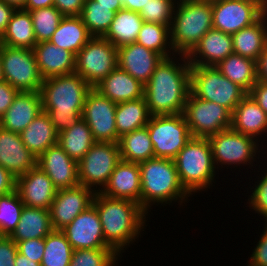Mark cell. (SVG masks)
Wrapping results in <instances>:
<instances>
[{
    "label": "cell",
    "mask_w": 267,
    "mask_h": 266,
    "mask_svg": "<svg viewBox=\"0 0 267 266\" xmlns=\"http://www.w3.org/2000/svg\"><path fill=\"white\" fill-rule=\"evenodd\" d=\"M176 56L164 58L144 85V97L151 116L175 115L184 111L190 92L191 65L186 55Z\"/></svg>",
    "instance_id": "cell-1"
},
{
    "label": "cell",
    "mask_w": 267,
    "mask_h": 266,
    "mask_svg": "<svg viewBox=\"0 0 267 266\" xmlns=\"http://www.w3.org/2000/svg\"><path fill=\"white\" fill-rule=\"evenodd\" d=\"M91 89L76 73L43 80L40 88L42 109L50 116L58 134L82 118L85 99Z\"/></svg>",
    "instance_id": "cell-2"
},
{
    "label": "cell",
    "mask_w": 267,
    "mask_h": 266,
    "mask_svg": "<svg viewBox=\"0 0 267 266\" xmlns=\"http://www.w3.org/2000/svg\"><path fill=\"white\" fill-rule=\"evenodd\" d=\"M92 204L99 215L106 243L119 256L139 235L141 237L140 232L145 229L148 213L140 204L110 198L100 192H95Z\"/></svg>",
    "instance_id": "cell-3"
},
{
    "label": "cell",
    "mask_w": 267,
    "mask_h": 266,
    "mask_svg": "<svg viewBox=\"0 0 267 266\" xmlns=\"http://www.w3.org/2000/svg\"><path fill=\"white\" fill-rule=\"evenodd\" d=\"M141 176V207L148 213L149 208L174 202L188 201L191 196L182 186L174 160L151 158L139 163ZM184 201V202H183Z\"/></svg>",
    "instance_id": "cell-4"
},
{
    "label": "cell",
    "mask_w": 267,
    "mask_h": 266,
    "mask_svg": "<svg viewBox=\"0 0 267 266\" xmlns=\"http://www.w3.org/2000/svg\"><path fill=\"white\" fill-rule=\"evenodd\" d=\"M212 28V0H177L170 26V42L177 55L187 56Z\"/></svg>",
    "instance_id": "cell-5"
},
{
    "label": "cell",
    "mask_w": 267,
    "mask_h": 266,
    "mask_svg": "<svg viewBox=\"0 0 267 266\" xmlns=\"http://www.w3.org/2000/svg\"><path fill=\"white\" fill-rule=\"evenodd\" d=\"M180 182L191 195L213 186L216 168L208 138H194L186 143L173 159Z\"/></svg>",
    "instance_id": "cell-6"
},
{
    "label": "cell",
    "mask_w": 267,
    "mask_h": 266,
    "mask_svg": "<svg viewBox=\"0 0 267 266\" xmlns=\"http://www.w3.org/2000/svg\"><path fill=\"white\" fill-rule=\"evenodd\" d=\"M190 92L197 98L222 105L231 112L248 94L226 78L216 66H191Z\"/></svg>",
    "instance_id": "cell-7"
},
{
    "label": "cell",
    "mask_w": 267,
    "mask_h": 266,
    "mask_svg": "<svg viewBox=\"0 0 267 266\" xmlns=\"http://www.w3.org/2000/svg\"><path fill=\"white\" fill-rule=\"evenodd\" d=\"M3 80L19 92L40 91L43 78L39 72L33 49L0 47Z\"/></svg>",
    "instance_id": "cell-8"
},
{
    "label": "cell",
    "mask_w": 267,
    "mask_h": 266,
    "mask_svg": "<svg viewBox=\"0 0 267 266\" xmlns=\"http://www.w3.org/2000/svg\"><path fill=\"white\" fill-rule=\"evenodd\" d=\"M183 115L194 138H209L231 128L232 112L215 102L195 97L189 92Z\"/></svg>",
    "instance_id": "cell-9"
},
{
    "label": "cell",
    "mask_w": 267,
    "mask_h": 266,
    "mask_svg": "<svg viewBox=\"0 0 267 266\" xmlns=\"http://www.w3.org/2000/svg\"><path fill=\"white\" fill-rule=\"evenodd\" d=\"M146 126L155 158L173 160L192 137L183 113L151 116Z\"/></svg>",
    "instance_id": "cell-10"
},
{
    "label": "cell",
    "mask_w": 267,
    "mask_h": 266,
    "mask_svg": "<svg viewBox=\"0 0 267 266\" xmlns=\"http://www.w3.org/2000/svg\"><path fill=\"white\" fill-rule=\"evenodd\" d=\"M120 161L118 143L95 142L78 162L80 185L90 188L94 192H101L108 184L113 170Z\"/></svg>",
    "instance_id": "cell-11"
},
{
    "label": "cell",
    "mask_w": 267,
    "mask_h": 266,
    "mask_svg": "<svg viewBox=\"0 0 267 266\" xmlns=\"http://www.w3.org/2000/svg\"><path fill=\"white\" fill-rule=\"evenodd\" d=\"M117 66V47L104 37H92L76 55L75 73L94 88Z\"/></svg>",
    "instance_id": "cell-12"
},
{
    "label": "cell",
    "mask_w": 267,
    "mask_h": 266,
    "mask_svg": "<svg viewBox=\"0 0 267 266\" xmlns=\"http://www.w3.org/2000/svg\"><path fill=\"white\" fill-rule=\"evenodd\" d=\"M215 167L221 165H252L259 154L258 140L248 135L233 131L231 128L218 132L208 138ZM259 150V151H258ZM257 154V155H256ZM242 164V165H241ZM217 165V166H216Z\"/></svg>",
    "instance_id": "cell-13"
},
{
    "label": "cell",
    "mask_w": 267,
    "mask_h": 266,
    "mask_svg": "<svg viewBox=\"0 0 267 266\" xmlns=\"http://www.w3.org/2000/svg\"><path fill=\"white\" fill-rule=\"evenodd\" d=\"M266 12L256 0H212L213 29L232 35L256 23Z\"/></svg>",
    "instance_id": "cell-14"
},
{
    "label": "cell",
    "mask_w": 267,
    "mask_h": 266,
    "mask_svg": "<svg viewBox=\"0 0 267 266\" xmlns=\"http://www.w3.org/2000/svg\"><path fill=\"white\" fill-rule=\"evenodd\" d=\"M116 103L92 88L86 96L82 118L90 127L96 142L118 143L116 130Z\"/></svg>",
    "instance_id": "cell-15"
},
{
    "label": "cell",
    "mask_w": 267,
    "mask_h": 266,
    "mask_svg": "<svg viewBox=\"0 0 267 266\" xmlns=\"http://www.w3.org/2000/svg\"><path fill=\"white\" fill-rule=\"evenodd\" d=\"M95 192L83 185L59 189L50 208L53 230H61L92 205Z\"/></svg>",
    "instance_id": "cell-16"
},
{
    "label": "cell",
    "mask_w": 267,
    "mask_h": 266,
    "mask_svg": "<svg viewBox=\"0 0 267 266\" xmlns=\"http://www.w3.org/2000/svg\"><path fill=\"white\" fill-rule=\"evenodd\" d=\"M61 231L74 250L111 248L105 241L102 224L93 204Z\"/></svg>",
    "instance_id": "cell-17"
},
{
    "label": "cell",
    "mask_w": 267,
    "mask_h": 266,
    "mask_svg": "<svg viewBox=\"0 0 267 266\" xmlns=\"http://www.w3.org/2000/svg\"><path fill=\"white\" fill-rule=\"evenodd\" d=\"M15 190L24 206L50 210L57 188L38 166L16 178Z\"/></svg>",
    "instance_id": "cell-18"
},
{
    "label": "cell",
    "mask_w": 267,
    "mask_h": 266,
    "mask_svg": "<svg viewBox=\"0 0 267 266\" xmlns=\"http://www.w3.org/2000/svg\"><path fill=\"white\" fill-rule=\"evenodd\" d=\"M37 166L48 175L57 190L80 185L78 162L72 159L58 143L49 147L37 158Z\"/></svg>",
    "instance_id": "cell-19"
},
{
    "label": "cell",
    "mask_w": 267,
    "mask_h": 266,
    "mask_svg": "<svg viewBox=\"0 0 267 266\" xmlns=\"http://www.w3.org/2000/svg\"><path fill=\"white\" fill-rule=\"evenodd\" d=\"M163 59L161 54L137 43H130L117 48L118 66L142 85L149 81Z\"/></svg>",
    "instance_id": "cell-20"
},
{
    "label": "cell",
    "mask_w": 267,
    "mask_h": 266,
    "mask_svg": "<svg viewBox=\"0 0 267 266\" xmlns=\"http://www.w3.org/2000/svg\"><path fill=\"white\" fill-rule=\"evenodd\" d=\"M37 158L22 142L20 134L0 126V166L18 178L37 166Z\"/></svg>",
    "instance_id": "cell-21"
},
{
    "label": "cell",
    "mask_w": 267,
    "mask_h": 266,
    "mask_svg": "<svg viewBox=\"0 0 267 266\" xmlns=\"http://www.w3.org/2000/svg\"><path fill=\"white\" fill-rule=\"evenodd\" d=\"M100 193L114 199L131 200L141 206L139 163L121 160L113 170L108 184Z\"/></svg>",
    "instance_id": "cell-22"
},
{
    "label": "cell",
    "mask_w": 267,
    "mask_h": 266,
    "mask_svg": "<svg viewBox=\"0 0 267 266\" xmlns=\"http://www.w3.org/2000/svg\"><path fill=\"white\" fill-rule=\"evenodd\" d=\"M233 53L232 36L212 28L201 38L187 58L191 66H216Z\"/></svg>",
    "instance_id": "cell-23"
},
{
    "label": "cell",
    "mask_w": 267,
    "mask_h": 266,
    "mask_svg": "<svg viewBox=\"0 0 267 266\" xmlns=\"http://www.w3.org/2000/svg\"><path fill=\"white\" fill-rule=\"evenodd\" d=\"M42 111L40 91L18 92L11 106L0 118V126L20 134Z\"/></svg>",
    "instance_id": "cell-24"
},
{
    "label": "cell",
    "mask_w": 267,
    "mask_h": 266,
    "mask_svg": "<svg viewBox=\"0 0 267 266\" xmlns=\"http://www.w3.org/2000/svg\"><path fill=\"white\" fill-rule=\"evenodd\" d=\"M33 52L43 79L75 73L76 55L49 41L37 43Z\"/></svg>",
    "instance_id": "cell-25"
},
{
    "label": "cell",
    "mask_w": 267,
    "mask_h": 266,
    "mask_svg": "<svg viewBox=\"0 0 267 266\" xmlns=\"http://www.w3.org/2000/svg\"><path fill=\"white\" fill-rule=\"evenodd\" d=\"M94 88L116 104L144 97V85L119 66Z\"/></svg>",
    "instance_id": "cell-26"
},
{
    "label": "cell",
    "mask_w": 267,
    "mask_h": 266,
    "mask_svg": "<svg viewBox=\"0 0 267 266\" xmlns=\"http://www.w3.org/2000/svg\"><path fill=\"white\" fill-rule=\"evenodd\" d=\"M231 129L253 138L256 137V140H259V137L261 139L263 137L261 135L267 133V114L249 94L232 112Z\"/></svg>",
    "instance_id": "cell-27"
},
{
    "label": "cell",
    "mask_w": 267,
    "mask_h": 266,
    "mask_svg": "<svg viewBox=\"0 0 267 266\" xmlns=\"http://www.w3.org/2000/svg\"><path fill=\"white\" fill-rule=\"evenodd\" d=\"M231 36L233 52L257 62L267 45V12L256 23Z\"/></svg>",
    "instance_id": "cell-28"
},
{
    "label": "cell",
    "mask_w": 267,
    "mask_h": 266,
    "mask_svg": "<svg viewBox=\"0 0 267 266\" xmlns=\"http://www.w3.org/2000/svg\"><path fill=\"white\" fill-rule=\"evenodd\" d=\"M22 142L35 156L39 157L52 145L58 143L56 132L50 116L42 111L20 133Z\"/></svg>",
    "instance_id": "cell-29"
},
{
    "label": "cell",
    "mask_w": 267,
    "mask_h": 266,
    "mask_svg": "<svg viewBox=\"0 0 267 266\" xmlns=\"http://www.w3.org/2000/svg\"><path fill=\"white\" fill-rule=\"evenodd\" d=\"M92 37L80 16H64L49 42L77 55Z\"/></svg>",
    "instance_id": "cell-30"
},
{
    "label": "cell",
    "mask_w": 267,
    "mask_h": 266,
    "mask_svg": "<svg viewBox=\"0 0 267 266\" xmlns=\"http://www.w3.org/2000/svg\"><path fill=\"white\" fill-rule=\"evenodd\" d=\"M52 230L50 210L24 206L17 227L10 237L17 243L45 238Z\"/></svg>",
    "instance_id": "cell-31"
},
{
    "label": "cell",
    "mask_w": 267,
    "mask_h": 266,
    "mask_svg": "<svg viewBox=\"0 0 267 266\" xmlns=\"http://www.w3.org/2000/svg\"><path fill=\"white\" fill-rule=\"evenodd\" d=\"M1 39L2 45L33 49L37 41L31 13L22 8L15 9Z\"/></svg>",
    "instance_id": "cell-32"
},
{
    "label": "cell",
    "mask_w": 267,
    "mask_h": 266,
    "mask_svg": "<svg viewBox=\"0 0 267 266\" xmlns=\"http://www.w3.org/2000/svg\"><path fill=\"white\" fill-rule=\"evenodd\" d=\"M143 23L144 21L139 12L126 9L118 10L109 30L103 37L117 48L126 44L136 43Z\"/></svg>",
    "instance_id": "cell-33"
},
{
    "label": "cell",
    "mask_w": 267,
    "mask_h": 266,
    "mask_svg": "<svg viewBox=\"0 0 267 266\" xmlns=\"http://www.w3.org/2000/svg\"><path fill=\"white\" fill-rule=\"evenodd\" d=\"M216 68L226 78L239 85L247 93L258 80L256 61L235 53L227 56L216 65Z\"/></svg>",
    "instance_id": "cell-34"
},
{
    "label": "cell",
    "mask_w": 267,
    "mask_h": 266,
    "mask_svg": "<svg viewBox=\"0 0 267 266\" xmlns=\"http://www.w3.org/2000/svg\"><path fill=\"white\" fill-rule=\"evenodd\" d=\"M150 117L145 97L118 103L115 113L117 135L121 137L126 133L145 127Z\"/></svg>",
    "instance_id": "cell-35"
},
{
    "label": "cell",
    "mask_w": 267,
    "mask_h": 266,
    "mask_svg": "<svg viewBox=\"0 0 267 266\" xmlns=\"http://www.w3.org/2000/svg\"><path fill=\"white\" fill-rule=\"evenodd\" d=\"M118 145L121 160L127 162L141 163L155 157L147 126L122 135Z\"/></svg>",
    "instance_id": "cell-36"
},
{
    "label": "cell",
    "mask_w": 267,
    "mask_h": 266,
    "mask_svg": "<svg viewBox=\"0 0 267 266\" xmlns=\"http://www.w3.org/2000/svg\"><path fill=\"white\" fill-rule=\"evenodd\" d=\"M95 142L91 129L83 118L58 134V144L77 162L83 158Z\"/></svg>",
    "instance_id": "cell-37"
},
{
    "label": "cell",
    "mask_w": 267,
    "mask_h": 266,
    "mask_svg": "<svg viewBox=\"0 0 267 266\" xmlns=\"http://www.w3.org/2000/svg\"><path fill=\"white\" fill-rule=\"evenodd\" d=\"M170 26L144 22L136 43L161 54L164 58L175 56L176 53L170 42Z\"/></svg>",
    "instance_id": "cell-38"
},
{
    "label": "cell",
    "mask_w": 267,
    "mask_h": 266,
    "mask_svg": "<svg viewBox=\"0 0 267 266\" xmlns=\"http://www.w3.org/2000/svg\"><path fill=\"white\" fill-rule=\"evenodd\" d=\"M115 13L112 7L99 5L94 0H85L80 17L93 37H103L109 30Z\"/></svg>",
    "instance_id": "cell-39"
},
{
    "label": "cell",
    "mask_w": 267,
    "mask_h": 266,
    "mask_svg": "<svg viewBox=\"0 0 267 266\" xmlns=\"http://www.w3.org/2000/svg\"><path fill=\"white\" fill-rule=\"evenodd\" d=\"M41 266H69L74 249L61 230H52L45 238Z\"/></svg>",
    "instance_id": "cell-40"
},
{
    "label": "cell",
    "mask_w": 267,
    "mask_h": 266,
    "mask_svg": "<svg viewBox=\"0 0 267 266\" xmlns=\"http://www.w3.org/2000/svg\"><path fill=\"white\" fill-rule=\"evenodd\" d=\"M31 13L34 34L37 43L49 41L64 15L53 5L39 8Z\"/></svg>",
    "instance_id": "cell-41"
},
{
    "label": "cell",
    "mask_w": 267,
    "mask_h": 266,
    "mask_svg": "<svg viewBox=\"0 0 267 266\" xmlns=\"http://www.w3.org/2000/svg\"><path fill=\"white\" fill-rule=\"evenodd\" d=\"M23 207L16 190L0 196V235L12 234L20 220Z\"/></svg>",
    "instance_id": "cell-42"
},
{
    "label": "cell",
    "mask_w": 267,
    "mask_h": 266,
    "mask_svg": "<svg viewBox=\"0 0 267 266\" xmlns=\"http://www.w3.org/2000/svg\"><path fill=\"white\" fill-rule=\"evenodd\" d=\"M119 256L112 248L77 249L69 266H114Z\"/></svg>",
    "instance_id": "cell-43"
},
{
    "label": "cell",
    "mask_w": 267,
    "mask_h": 266,
    "mask_svg": "<svg viewBox=\"0 0 267 266\" xmlns=\"http://www.w3.org/2000/svg\"><path fill=\"white\" fill-rule=\"evenodd\" d=\"M177 0H149L139 12L144 22L171 25Z\"/></svg>",
    "instance_id": "cell-44"
},
{
    "label": "cell",
    "mask_w": 267,
    "mask_h": 266,
    "mask_svg": "<svg viewBox=\"0 0 267 266\" xmlns=\"http://www.w3.org/2000/svg\"><path fill=\"white\" fill-rule=\"evenodd\" d=\"M264 173L255 185L253 192L249 195L248 204L249 208L253 209L255 213L260 214L267 223V170ZM261 179V180H260Z\"/></svg>",
    "instance_id": "cell-45"
},
{
    "label": "cell",
    "mask_w": 267,
    "mask_h": 266,
    "mask_svg": "<svg viewBox=\"0 0 267 266\" xmlns=\"http://www.w3.org/2000/svg\"><path fill=\"white\" fill-rule=\"evenodd\" d=\"M16 244L20 254L35 262H42L45 248L44 238L27 239L24 241H18Z\"/></svg>",
    "instance_id": "cell-46"
},
{
    "label": "cell",
    "mask_w": 267,
    "mask_h": 266,
    "mask_svg": "<svg viewBox=\"0 0 267 266\" xmlns=\"http://www.w3.org/2000/svg\"><path fill=\"white\" fill-rule=\"evenodd\" d=\"M18 253L16 242L6 235H0V266H14Z\"/></svg>",
    "instance_id": "cell-47"
},
{
    "label": "cell",
    "mask_w": 267,
    "mask_h": 266,
    "mask_svg": "<svg viewBox=\"0 0 267 266\" xmlns=\"http://www.w3.org/2000/svg\"><path fill=\"white\" fill-rule=\"evenodd\" d=\"M264 224L263 234H261L256 247H254L250 260L247 261L249 264L247 266H267V223Z\"/></svg>",
    "instance_id": "cell-48"
},
{
    "label": "cell",
    "mask_w": 267,
    "mask_h": 266,
    "mask_svg": "<svg viewBox=\"0 0 267 266\" xmlns=\"http://www.w3.org/2000/svg\"><path fill=\"white\" fill-rule=\"evenodd\" d=\"M18 92L5 80L0 81V118L11 106Z\"/></svg>",
    "instance_id": "cell-49"
},
{
    "label": "cell",
    "mask_w": 267,
    "mask_h": 266,
    "mask_svg": "<svg viewBox=\"0 0 267 266\" xmlns=\"http://www.w3.org/2000/svg\"><path fill=\"white\" fill-rule=\"evenodd\" d=\"M85 0H55L54 6L64 16H80Z\"/></svg>",
    "instance_id": "cell-50"
},
{
    "label": "cell",
    "mask_w": 267,
    "mask_h": 266,
    "mask_svg": "<svg viewBox=\"0 0 267 266\" xmlns=\"http://www.w3.org/2000/svg\"><path fill=\"white\" fill-rule=\"evenodd\" d=\"M248 94L267 114V83L257 80Z\"/></svg>",
    "instance_id": "cell-51"
},
{
    "label": "cell",
    "mask_w": 267,
    "mask_h": 266,
    "mask_svg": "<svg viewBox=\"0 0 267 266\" xmlns=\"http://www.w3.org/2000/svg\"><path fill=\"white\" fill-rule=\"evenodd\" d=\"M16 178L2 166H0V196L15 191Z\"/></svg>",
    "instance_id": "cell-52"
},
{
    "label": "cell",
    "mask_w": 267,
    "mask_h": 266,
    "mask_svg": "<svg viewBox=\"0 0 267 266\" xmlns=\"http://www.w3.org/2000/svg\"><path fill=\"white\" fill-rule=\"evenodd\" d=\"M15 7L0 0V34L2 35L6 29L10 18L15 11Z\"/></svg>",
    "instance_id": "cell-53"
},
{
    "label": "cell",
    "mask_w": 267,
    "mask_h": 266,
    "mask_svg": "<svg viewBox=\"0 0 267 266\" xmlns=\"http://www.w3.org/2000/svg\"><path fill=\"white\" fill-rule=\"evenodd\" d=\"M257 79L267 83V45L259 56L257 62Z\"/></svg>",
    "instance_id": "cell-54"
},
{
    "label": "cell",
    "mask_w": 267,
    "mask_h": 266,
    "mask_svg": "<svg viewBox=\"0 0 267 266\" xmlns=\"http://www.w3.org/2000/svg\"><path fill=\"white\" fill-rule=\"evenodd\" d=\"M55 0H27L22 8L26 11H32L39 8L50 7L54 5Z\"/></svg>",
    "instance_id": "cell-55"
},
{
    "label": "cell",
    "mask_w": 267,
    "mask_h": 266,
    "mask_svg": "<svg viewBox=\"0 0 267 266\" xmlns=\"http://www.w3.org/2000/svg\"><path fill=\"white\" fill-rule=\"evenodd\" d=\"M123 4V9L140 12L144 5L149 0H120Z\"/></svg>",
    "instance_id": "cell-56"
},
{
    "label": "cell",
    "mask_w": 267,
    "mask_h": 266,
    "mask_svg": "<svg viewBox=\"0 0 267 266\" xmlns=\"http://www.w3.org/2000/svg\"><path fill=\"white\" fill-rule=\"evenodd\" d=\"M14 266H41V263L35 262L18 252L15 257Z\"/></svg>",
    "instance_id": "cell-57"
},
{
    "label": "cell",
    "mask_w": 267,
    "mask_h": 266,
    "mask_svg": "<svg viewBox=\"0 0 267 266\" xmlns=\"http://www.w3.org/2000/svg\"><path fill=\"white\" fill-rule=\"evenodd\" d=\"M99 3V5H104L105 7H112V11L117 12L123 9V4L120 0H94Z\"/></svg>",
    "instance_id": "cell-58"
},
{
    "label": "cell",
    "mask_w": 267,
    "mask_h": 266,
    "mask_svg": "<svg viewBox=\"0 0 267 266\" xmlns=\"http://www.w3.org/2000/svg\"><path fill=\"white\" fill-rule=\"evenodd\" d=\"M7 4L14 6L16 9L23 8L27 0H3Z\"/></svg>",
    "instance_id": "cell-59"
},
{
    "label": "cell",
    "mask_w": 267,
    "mask_h": 266,
    "mask_svg": "<svg viewBox=\"0 0 267 266\" xmlns=\"http://www.w3.org/2000/svg\"><path fill=\"white\" fill-rule=\"evenodd\" d=\"M260 2L267 9V0H256Z\"/></svg>",
    "instance_id": "cell-60"
},
{
    "label": "cell",
    "mask_w": 267,
    "mask_h": 266,
    "mask_svg": "<svg viewBox=\"0 0 267 266\" xmlns=\"http://www.w3.org/2000/svg\"><path fill=\"white\" fill-rule=\"evenodd\" d=\"M2 80H3V75H2L1 58H0V81Z\"/></svg>",
    "instance_id": "cell-61"
},
{
    "label": "cell",
    "mask_w": 267,
    "mask_h": 266,
    "mask_svg": "<svg viewBox=\"0 0 267 266\" xmlns=\"http://www.w3.org/2000/svg\"><path fill=\"white\" fill-rule=\"evenodd\" d=\"M2 46V39H1V34H0V47Z\"/></svg>",
    "instance_id": "cell-62"
}]
</instances>
